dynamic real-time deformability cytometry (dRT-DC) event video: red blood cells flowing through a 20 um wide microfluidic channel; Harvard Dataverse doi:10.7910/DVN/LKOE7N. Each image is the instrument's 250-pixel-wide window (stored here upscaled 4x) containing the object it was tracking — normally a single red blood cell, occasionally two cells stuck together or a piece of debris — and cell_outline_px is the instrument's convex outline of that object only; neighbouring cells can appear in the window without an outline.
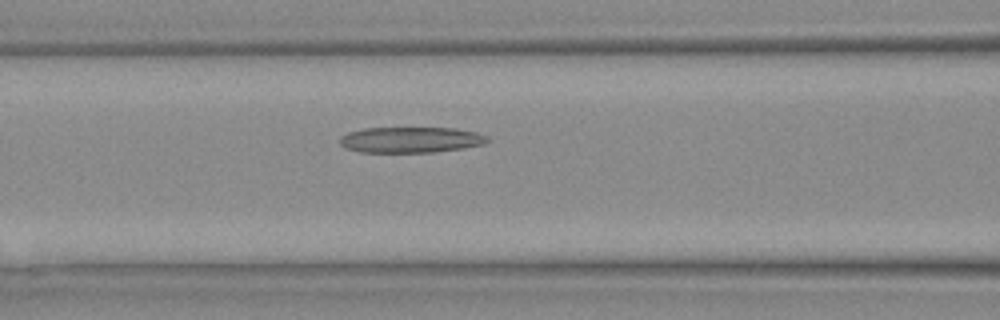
{"species": "Egyptian fruit bat (a non-hibernating species)", "species_latin": "Rousettus aegyptiacus", "temperature_condition": "warm", "stored_images_in_passage": 11, "camera_frame_rate_fps": 3000, "um_per_image_px": 0.085, "animal": {"sex": "female"}, "frame": {"image": 1, "passage_image": 7, "time_ms": 2.0, "image_size_px": [1000, 320], "cell_outline_px": [[488, 140], [484, 144], [464, 148], [436, 152], [360, 152], [344, 148], [340, 144], [340, 136], [348, 132], [364, 128], [456, 128], [476, 132], [488, 136]], "centroid_in_image_um": [34.9, 11.88], "position_along_channel_um": 131.7, "area_um2": 22.31}}